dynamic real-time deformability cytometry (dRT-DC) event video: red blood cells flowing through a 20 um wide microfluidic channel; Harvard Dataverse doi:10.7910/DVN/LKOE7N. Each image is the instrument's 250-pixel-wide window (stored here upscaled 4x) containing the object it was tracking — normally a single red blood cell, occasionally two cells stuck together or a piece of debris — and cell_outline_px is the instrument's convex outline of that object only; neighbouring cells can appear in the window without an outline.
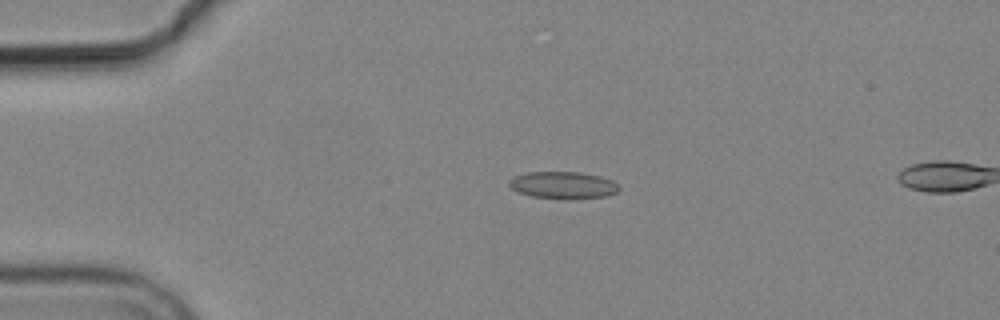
{"species": "common noctule bat (a hibernating species)", "species_latin": "Nyctalus noctula", "temperature_condition": "cold", "stored_images_in_passage": 4, "camera_frame_rate_fps": 3000, "um_per_image_px": 0.085, "animal": {"sex": "male", "body_mass_g": 19.2, "forearm_length_mm": 51.8}, "frame": {"image": 1, "passage_image": 4, "time_ms": 6.0, "image_size_px": [1000, 320], "cell_outline_px": [[620, 188], [616, 192], [608, 196], [568, 200], [532, 196], [516, 192], [508, 184], [508, 180], [512, 176], [528, 172], [580, 172], [600, 176], [612, 180]], "centroid_in_image_um": [47.83, 15.74], "position_along_channel_um": 37.2, "area_um2": 17.63}}